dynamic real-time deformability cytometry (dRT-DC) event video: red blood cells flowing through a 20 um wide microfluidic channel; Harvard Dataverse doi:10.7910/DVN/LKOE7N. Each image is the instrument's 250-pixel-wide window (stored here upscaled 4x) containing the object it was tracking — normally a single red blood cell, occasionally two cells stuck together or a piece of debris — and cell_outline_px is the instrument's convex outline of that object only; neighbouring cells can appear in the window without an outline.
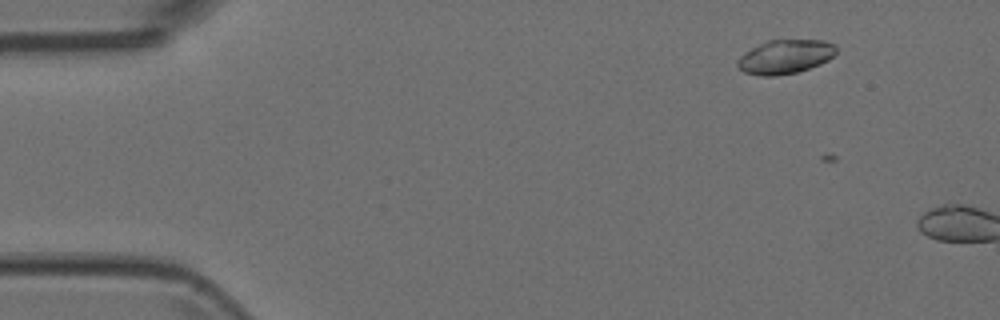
{"species": "Egyptian fruit bat (a non-hibernating species)", "species_latin": "Rousettus aegyptiacus", "temperature_condition": "room temperature", "stored_images_in_passage": 3, "camera_frame_rate_fps": 3000, "um_per_image_px": 0.085, "animal": {"sex": "female"}, "frame": {"image": 1, "passage_image": 2, "time_ms": 0.333, "image_size_px": [1000, 320], "cell_outline_px": [[836, 52], [828, 60], [820, 64], [796, 72], [776, 76], [760, 76], [744, 72], [736, 64], [736, 60], [744, 52], [768, 40], [824, 40], [836, 44]], "centroid_in_image_um": [66.73, 4.82], "position_along_channel_um": 18.3, "area_um2": 19.54}}